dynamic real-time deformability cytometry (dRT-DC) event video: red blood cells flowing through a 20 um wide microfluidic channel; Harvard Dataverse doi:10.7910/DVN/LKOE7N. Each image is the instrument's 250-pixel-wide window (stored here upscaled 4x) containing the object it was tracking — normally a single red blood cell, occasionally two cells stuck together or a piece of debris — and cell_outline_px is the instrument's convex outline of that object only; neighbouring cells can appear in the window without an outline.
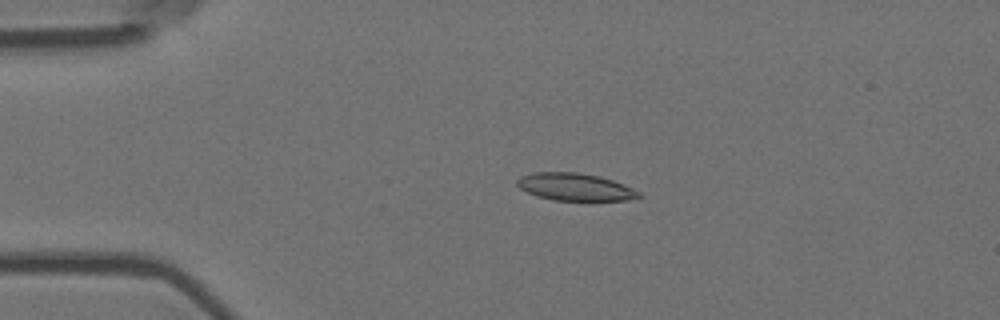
{"species": "Egyptian fruit bat (a non-hibernating species)", "species_latin": "Rousettus aegyptiacus", "temperature_condition": "room temperature", "stored_images_in_passage": 4, "camera_frame_rate_fps": 3000, "um_per_image_px": 0.085, "animal": {"sex": "female"}, "frame": {"image": 1, "passage_image": 3, "time_ms": 0.667, "image_size_px": [1000, 320], "cell_outline_px": [[644, 196], [628, 200], [552, 200], [536, 196], [520, 188], [516, 184], [516, 180], [520, 176], [532, 172], [580, 172], [600, 176], [624, 184], [640, 192]], "centroid_in_image_um": [48.88, 15.88], "position_along_channel_um": 36.1, "area_um2": 19.59}}